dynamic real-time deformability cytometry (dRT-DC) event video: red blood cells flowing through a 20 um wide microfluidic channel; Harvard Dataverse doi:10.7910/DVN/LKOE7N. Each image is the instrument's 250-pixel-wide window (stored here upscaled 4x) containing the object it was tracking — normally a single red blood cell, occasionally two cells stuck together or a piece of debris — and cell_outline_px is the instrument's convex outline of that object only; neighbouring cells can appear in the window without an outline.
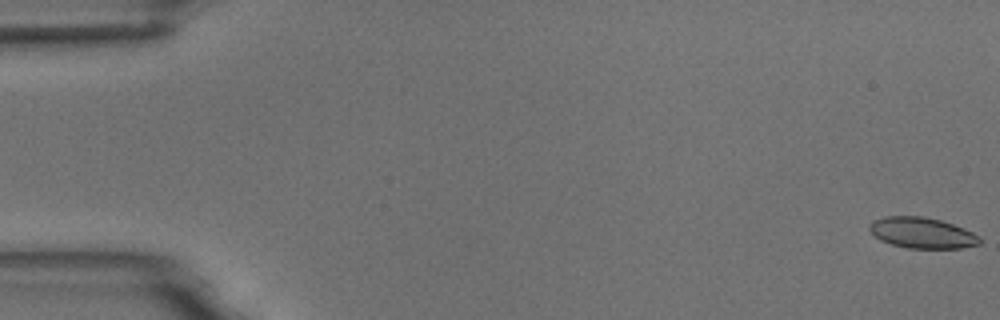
{"species": "common noctule bat (a hibernating species)", "species_latin": "Nyctalus noctula", "temperature_condition": "room temperature", "stored_images_in_passage": 6, "camera_frame_rate_fps": 3000, "um_per_image_px": 0.085, "animal": {"sex": "male", "body_mass_g": 18.8}, "frame": {"image": 1, "passage_image": 1, "time_ms": 0.0, "image_size_px": [1000, 320], "cell_outline_px": [[980, 244], [960, 248], [908, 248], [892, 244], [880, 240], [868, 228], [868, 224], [872, 220], [884, 216], [924, 216], [940, 220], [964, 228], [980, 236]], "centroid_in_image_um": [78.36, 19.78], "position_along_channel_um": 6.6, "area_um2": 19.83}}
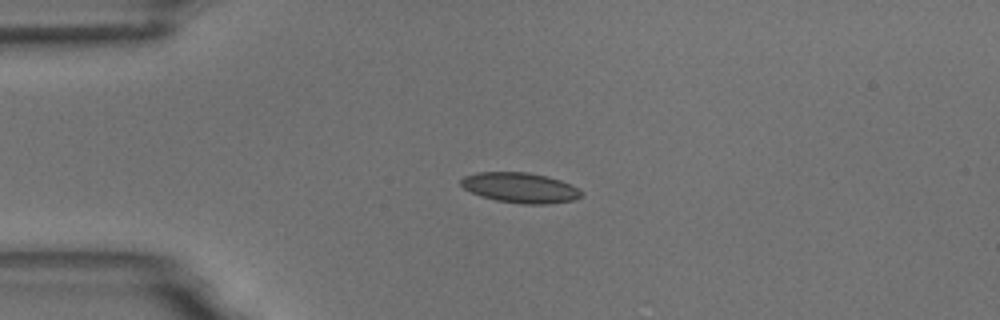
{"frame": {"image": 2, "passage_image": 5, "time_ms": 4.333, "image_size_px": [1000, 320], "cell_outline_px": [[584, 196], [576, 200], [548, 204], [524, 204], [496, 200], [480, 196], [464, 188], [460, 184], [460, 180], [464, 176], [476, 172], [528, 172], [548, 176], [572, 184], [584, 192]], "centroid_in_image_um": [44.27, 15.95], "position_along_channel_um": 40.7, "area_um2": 21.5}}